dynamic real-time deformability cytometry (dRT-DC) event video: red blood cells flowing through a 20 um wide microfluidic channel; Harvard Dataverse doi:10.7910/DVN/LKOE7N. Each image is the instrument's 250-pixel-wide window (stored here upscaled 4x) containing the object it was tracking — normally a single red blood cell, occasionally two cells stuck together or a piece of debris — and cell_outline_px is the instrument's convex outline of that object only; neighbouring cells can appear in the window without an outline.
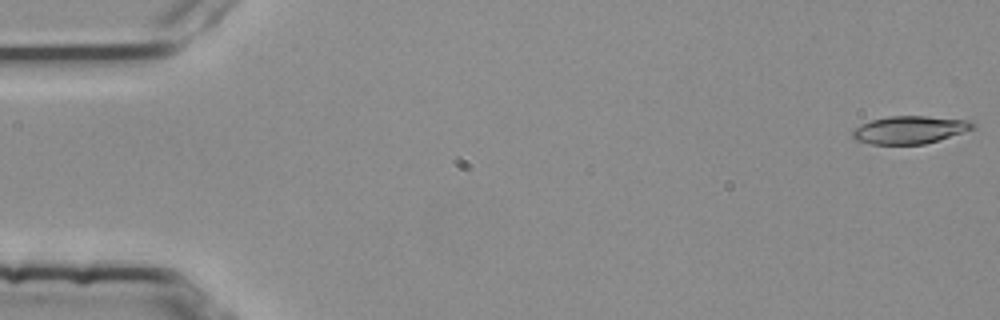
{"species": "common noctule bat (a hibernating species)", "species_latin": "Nyctalus noctula", "temperature_condition": "room temperature", "stored_images_in_passage": 54, "camera_frame_rate_fps": 3000, "um_per_image_px": 0.085, "animal": {"sex": "female", "body_mass_g": 25.1}, "frame": {"image": 1, "passage_image": 1, "time_ms": 0.0, "image_size_px": [1000, 320], "cell_outline_px": [[976, 128], [964, 132], [924, 144], [872, 144], [856, 140], [852, 136], [852, 132], [856, 128], [872, 120], [888, 116], [928, 116], [972, 120], [976, 124]], "centroid_in_image_um": [77.4, 11.02], "position_along_channel_um": 7.6, "area_um2": 19.36}}
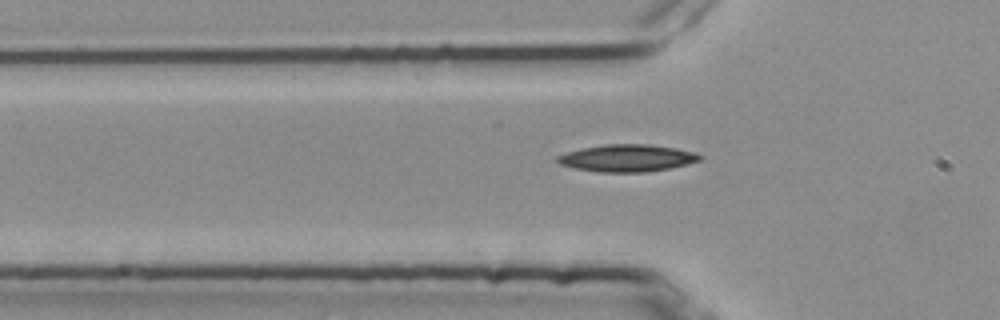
{"frame": {"image": 2, "passage_image": 18, "time_ms": 5.667, "image_size_px": [1000, 320], "cell_outline_px": [[704, 156], [700, 160], [668, 168], [648, 172], [600, 172], [576, 168], [560, 164], [556, 160], [556, 156], [580, 148], [604, 144], [648, 144], [676, 148], [696, 152]], "centroid_in_image_um": [53.31, 13.42], "position_along_channel_um": 72.5, "area_um2": 22.48}}
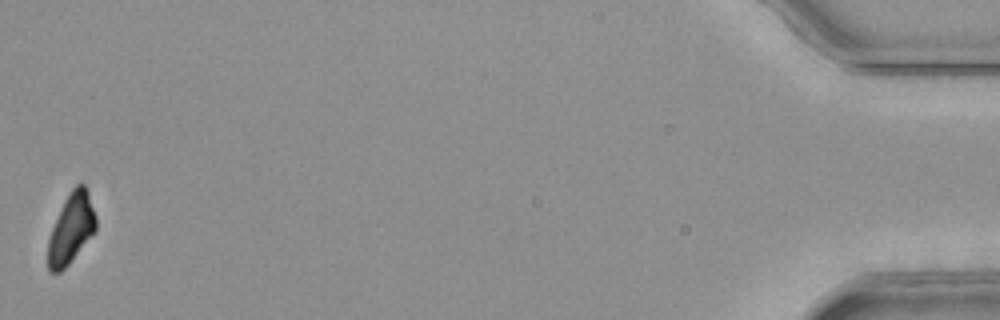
{"frame": {"image": 3, "passage_image": 54, "time_ms": 17.667, "image_size_px": [1000, 320], "cell_outline_px": [[96, 232], [68, 264], [60, 272], [48, 272], [48, 240], [52, 228], [64, 200], [72, 188], [76, 184], [84, 184], [88, 192], [96, 216]], "centroid_in_image_um": [6.06, 19.43], "position_along_channel_um": 429.1, "area_um2": 19.48}, "authors_computed_cell_mechanics": {"area_um2": 20.7502, "velocity_mm_per_s": 3.7931, "shape_relaxation_time_tau1_ms": 8.1929, "shape_relaxation_time_tau2_ms": null, "deformation_change_tau1": 0.1906, "deformation_change_tau2": null}}